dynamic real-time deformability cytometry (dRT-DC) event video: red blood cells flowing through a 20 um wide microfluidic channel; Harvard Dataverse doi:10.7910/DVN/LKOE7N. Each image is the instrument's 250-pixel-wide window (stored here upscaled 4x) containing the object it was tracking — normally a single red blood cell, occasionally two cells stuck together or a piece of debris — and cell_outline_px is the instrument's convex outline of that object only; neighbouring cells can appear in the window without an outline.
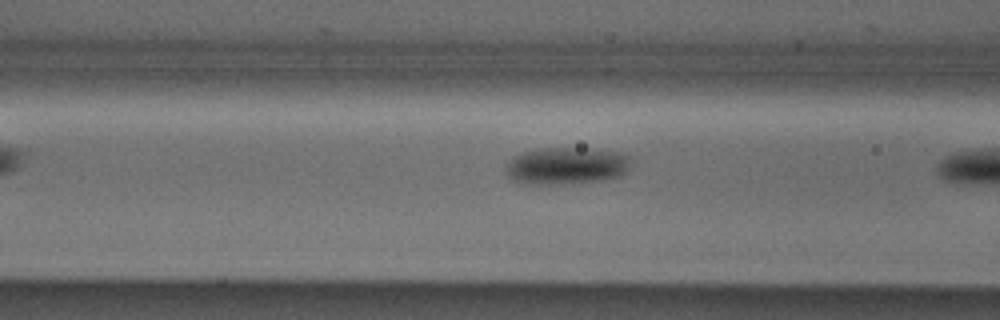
{"species": "Egyptian fruit bat (a non-hibernating species)", "species_latin": "Rousettus aegyptiacus", "temperature_condition": "cold", "stored_images_in_passage": 8, "camera_frame_rate_fps": 3000, "um_per_image_px": 0.085, "animal": {"sex": "male"}, "frame": {"image": 1, "passage_image": 7, "time_ms": 2.0, "image_size_px": [1000, 320], "cell_outline_px": [[632, 164], [620, 176], [600, 180], [560, 184], [524, 184], [512, 180], [504, 172], [504, 164], [508, 160], [524, 152], [540, 148], [588, 148], [620, 152], [632, 156]], "centroid_in_image_um": [48.13, 14.08], "position_along_channel_um": 118.5, "area_um2": 27.46}}